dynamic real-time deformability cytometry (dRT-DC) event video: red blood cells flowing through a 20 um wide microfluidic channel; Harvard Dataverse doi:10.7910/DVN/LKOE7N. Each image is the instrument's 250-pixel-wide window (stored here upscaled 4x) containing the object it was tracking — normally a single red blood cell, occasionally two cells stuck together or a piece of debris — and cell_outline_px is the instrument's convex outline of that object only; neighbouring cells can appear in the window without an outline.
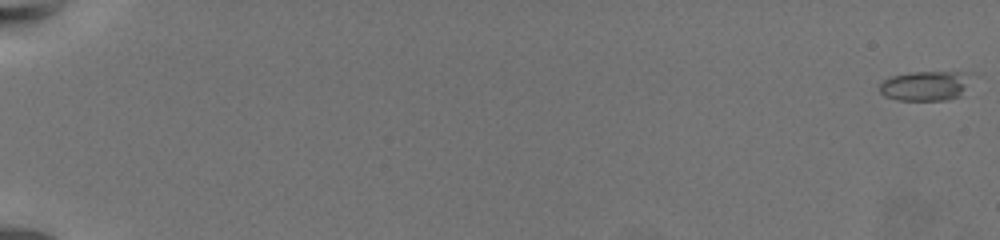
{"species": "common noctule bat (a hibernating species)", "species_latin": "Nyctalus noctula", "temperature_condition": "warm", "stored_images_in_passage": 65, "camera_frame_rate_fps": 3000, "um_per_image_px": 0.085, "animal": {"sex": "female", "body_mass_g": 19.5, "forearm_length_mm": 54.1}, "frame": {"image": 1, "passage_image": 1, "time_ms": 0.0, "image_size_px": [1000, 240], "cell_outline_px": [[972, 72], [960, 96], [948, 100], [896, 100], [884, 96], [880, 92], [880, 84], [884, 80], [892, 76], [912, 72]], "centroid_in_image_um": [78.63, 7.3], "position_along_channel_um": 6.4, "area_um2": 15.78}}
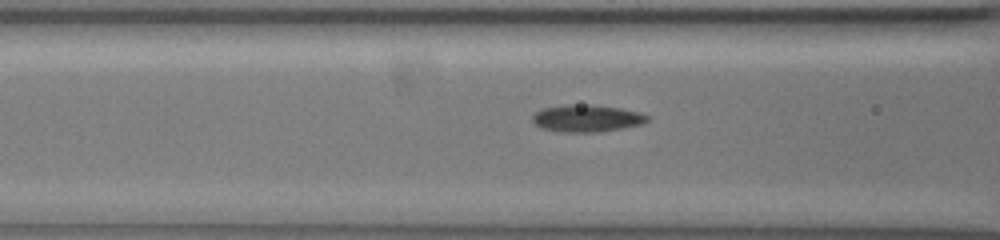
{"frame": {"image": 2, "passage_image": 31, "time_ms": 10.0, "image_size_px": [1000, 240], "cell_outline_px": [[648, 120], [640, 124], [624, 128], [596, 132], [560, 132], [540, 128], [532, 120], [532, 116], [540, 108], [568, 104], [572, 104], [620, 108], [636, 112], [648, 116]], "centroid_in_image_um": [49.8, 10.07], "position_along_channel_um": 116.8, "area_um2": 17.92}}
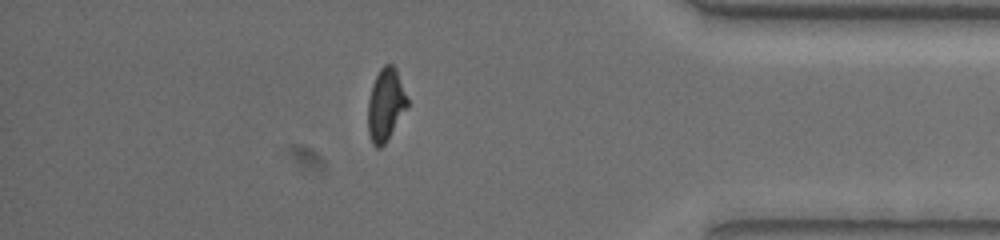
{"frame": {"image": 3, "passage_image": 58, "time_ms": 19.0, "image_size_px": [1000, 240], "cell_outline_px": [[408, 104], [384, 144], [380, 148], [376, 148], [372, 144], [368, 132], [368, 100], [372, 84], [380, 68], [384, 64], [392, 64], [396, 68], [408, 100]], "centroid_in_image_um": [32.75, 8.88], "position_along_channel_um": 402.4, "area_um2": 16.36}, "authors_computed_cell_mechanics": {"area_um2": 16.9354, "velocity_mm_per_s": 3.4379, "shape_relaxation_time_tau1_ms": 5.9075, "shape_relaxation_time_tau2_ms": 2.104, "deformation_change_tau1": 0.1737, "deformation_change_tau2": 0.067}}